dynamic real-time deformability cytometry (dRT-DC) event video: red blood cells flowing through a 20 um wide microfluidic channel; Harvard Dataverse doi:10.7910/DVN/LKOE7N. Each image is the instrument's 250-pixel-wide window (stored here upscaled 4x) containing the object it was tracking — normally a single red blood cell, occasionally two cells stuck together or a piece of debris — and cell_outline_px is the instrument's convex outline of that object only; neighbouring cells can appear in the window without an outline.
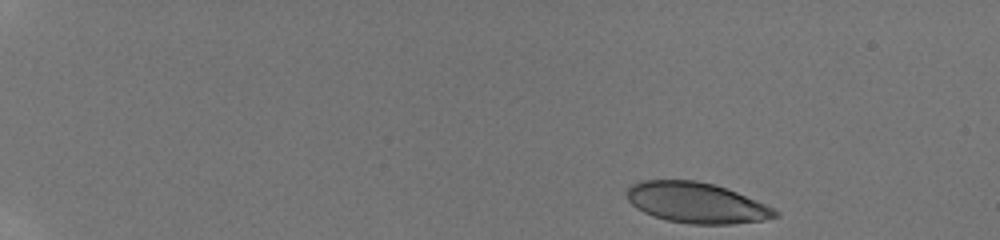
{"species": "human", "species_latin": "Homo sapiens", "temperature_condition": "room temperature", "stored_images_in_passage": 48, "camera_frame_rate_fps": 3000, "um_per_image_px": 0.085, "donor": {"sex": "male"}, "frame": {"image": 1, "passage_image": 1, "time_ms": 0.0, "image_size_px": [1000, 240], "cell_outline_px": [[780, 216], [764, 220], [732, 224], [692, 224], [668, 220], [652, 216], [636, 208], [628, 200], [628, 188], [632, 184], [644, 180], [696, 180], [712, 184], [736, 192], [756, 200], [780, 212]], "centroid_in_image_um": [59.2, 17.24], "position_along_channel_um": 25.8, "area_um2": 34.8}}
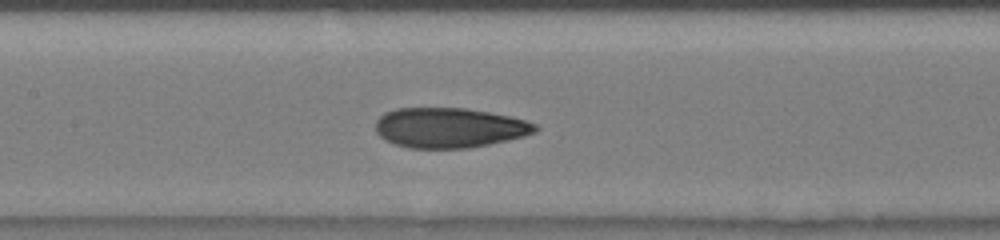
{"frame": {"image": 2, "passage_image": 23, "time_ms": 7.333, "image_size_px": [1000, 240], "cell_outline_px": [[540, 128], [536, 132], [524, 136], [508, 140], [468, 148], [408, 148], [384, 140], [376, 132], [376, 120], [384, 112], [396, 108], [464, 108], [488, 112], [508, 116], [524, 120], [536, 124]], "centroid_in_image_um": [38.17, 10.86], "position_along_channel_um": 169.2, "area_um2": 37.22}}
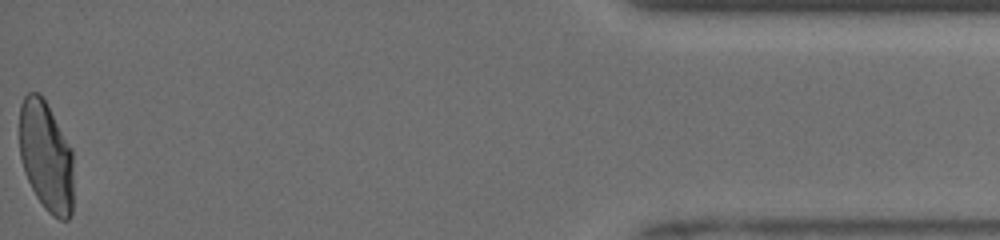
{"frame": {"image": 3, "passage_image": 48, "time_ms": 15.667, "image_size_px": [1000, 240], "cell_outline_px": [[72, 216], [68, 220], [60, 220], [52, 216], [44, 208], [36, 196], [24, 172], [20, 156], [20, 104], [24, 96], [28, 92], [36, 92], [44, 100], [72, 148]], "centroid_in_image_um": [3.92, 13.33], "position_along_channel_um": 431.3, "area_um2": 34.68}, "authors_computed_cell_mechanics": {"area_um2": 36.4718, "velocity_mm_per_s": 3.9479, "shape_relaxation_time_tau1_ms": 6.4452, "shape_relaxation_time_tau2_ms": 1.055, "deformation_change_tau1": 0.2157, "deformation_change_tau2": 0.0687}}